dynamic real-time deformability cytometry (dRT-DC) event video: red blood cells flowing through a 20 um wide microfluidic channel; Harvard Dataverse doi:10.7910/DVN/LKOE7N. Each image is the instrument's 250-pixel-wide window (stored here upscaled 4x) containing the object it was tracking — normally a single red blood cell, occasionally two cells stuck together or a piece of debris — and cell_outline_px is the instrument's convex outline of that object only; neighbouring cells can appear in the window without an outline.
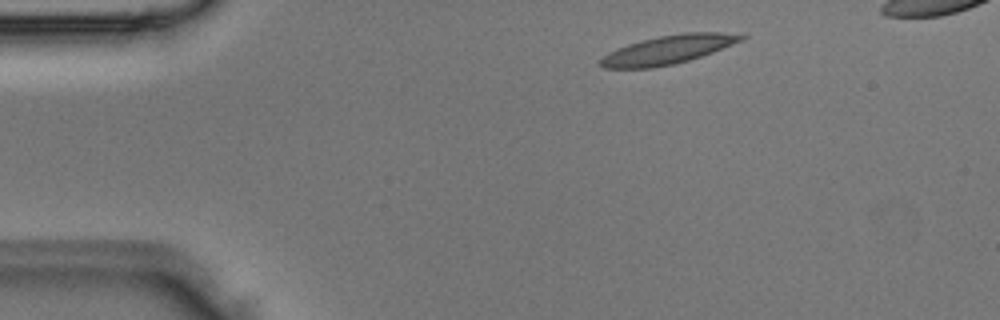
{"species": "Egyptian fruit bat (a non-hibernating species)", "species_latin": "Rousettus aegyptiacus", "temperature_condition": "room temperature", "stored_images_in_passage": 3, "camera_frame_rate_fps": 3000, "um_per_image_px": 0.085, "animal": {"sex": "male"}, "frame": {"image": 1, "passage_image": 1, "time_ms": 0.0, "image_size_px": [1000, 320], "cell_outline_px": [[748, 36], [744, 40], [712, 52], [688, 60], [672, 64], [652, 68], [604, 68], [600, 64], [600, 56], [616, 48], [640, 40], [660, 36], [684, 32], [720, 32]], "centroid_in_image_um": [56.75, 4.22], "position_along_channel_um": 28.3, "area_um2": 23.41}}